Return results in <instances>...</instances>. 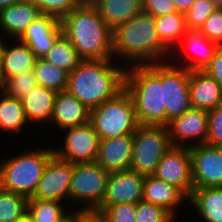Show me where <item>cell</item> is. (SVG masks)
<instances>
[{"label":"cell","mask_w":222,"mask_h":222,"mask_svg":"<svg viewBox=\"0 0 222 222\" xmlns=\"http://www.w3.org/2000/svg\"><path fill=\"white\" fill-rule=\"evenodd\" d=\"M112 61L81 60L69 73L66 90L89 110L114 98L125 89L126 69L114 66Z\"/></svg>","instance_id":"6da1fadb"},{"label":"cell","mask_w":222,"mask_h":222,"mask_svg":"<svg viewBox=\"0 0 222 222\" xmlns=\"http://www.w3.org/2000/svg\"><path fill=\"white\" fill-rule=\"evenodd\" d=\"M169 52L160 42L155 18L143 11L112 30L113 58L133 61V65H147L173 57Z\"/></svg>","instance_id":"7a4b0ae2"},{"label":"cell","mask_w":222,"mask_h":222,"mask_svg":"<svg viewBox=\"0 0 222 222\" xmlns=\"http://www.w3.org/2000/svg\"><path fill=\"white\" fill-rule=\"evenodd\" d=\"M60 23L62 34L82 60L113 59L112 29L91 3H81Z\"/></svg>","instance_id":"3957f363"},{"label":"cell","mask_w":222,"mask_h":222,"mask_svg":"<svg viewBox=\"0 0 222 222\" xmlns=\"http://www.w3.org/2000/svg\"><path fill=\"white\" fill-rule=\"evenodd\" d=\"M125 89L141 126L167 127L161 62L126 68Z\"/></svg>","instance_id":"277c9868"},{"label":"cell","mask_w":222,"mask_h":222,"mask_svg":"<svg viewBox=\"0 0 222 222\" xmlns=\"http://www.w3.org/2000/svg\"><path fill=\"white\" fill-rule=\"evenodd\" d=\"M20 154L1 162L0 189L21 194L29 199L33 196L54 151L44 148Z\"/></svg>","instance_id":"5b68a950"},{"label":"cell","mask_w":222,"mask_h":222,"mask_svg":"<svg viewBox=\"0 0 222 222\" xmlns=\"http://www.w3.org/2000/svg\"><path fill=\"white\" fill-rule=\"evenodd\" d=\"M90 123L99 140L133 134L139 122L132 98L126 89L90 110Z\"/></svg>","instance_id":"8992f818"},{"label":"cell","mask_w":222,"mask_h":222,"mask_svg":"<svg viewBox=\"0 0 222 222\" xmlns=\"http://www.w3.org/2000/svg\"><path fill=\"white\" fill-rule=\"evenodd\" d=\"M172 145L167 127L137 126L133 133L130 168L144 176L153 175L162 156Z\"/></svg>","instance_id":"52a82bcc"},{"label":"cell","mask_w":222,"mask_h":222,"mask_svg":"<svg viewBox=\"0 0 222 222\" xmlns=\"http://www.w3.org/2000/svg\"><path fill=\"white\" fill-rule=\"evenodd\" d=\"M109 173L96 162L73 164L68 201L84 202L85 207L81 206V209H99L105 197Z\"/></svg>","instance_id":"ba28073f"},{"label":"cell","mask_w":222,"mask_h":222,"mask_svg":"<svg viewBox=\"0 0 222 222\" xmlns=\"http://www.w3.org/2000/svg\"><path fill=\"white\" fill-rule=\"evenodd\" d=\"M166 63L161 62V84L164 86V106L168 124L173 118L190 110L192 105L189 94L190 71L181 66H174V63Z\"/></svg>","instance_id":"9c48e42d"},{"label":"cell","mask_w":222,"mask_h":222,"mask_svg":"<svg viewBox=\"0 0 222 222\" xmlns=\"http://www.w3.org/2000/svg\"><path fill=\"white\" fill-rule=\"evenodd\" d=\"M73 173V163L62 160L53 154L33 196L29 199L61 201L69 199Z\"/></svg>","instance_id":"30bf717a"},{"label":"cell","mask_w":222,"mask_h":222,"mask_svg":"<svg viewBox=\"0 0 222 222\" xmlns=\"http://www.w3.org/2000/svg\"><path fill=\"white\" fill-rule=\"evenodd\" d=\"M153 175L174 185L189 198L194 189L189 148L177 146L169 148Z\"/></svg>","instance_id":"8fae6325"},{"label":"cell","mask_w":222,"mask_h":222,"mask_svg":"<svg viewBox=\"0 0 222 222\" xmlns=\"http://www.w3.org/2000/svg\"><path fill=\"white\" fill-rule=\"evenodd\" d=\"M63 130L67 132L64 137V149L53 150L58 158L73 164L96 161L99 137L90 122Z\"/></svg>","instance_id":"7c38bea8"},{"label":"cell","mask_w":222,"mask_h":222,"mask_svg":"<svg viewBox=\"0 0 222 222\" xmlns=\"http://www.w3.org/2000/svg\"><path fill=\"white\" fill-rule=\"evenodd\" d=\"M194 189L222 187V147L209 144L189 148Z\"/></svg>","instance_id":"4fadbf2b"},{"label":"cell","mask_w":222,"mask_h":222,"mask_svg":"<svg viewBox=\"0 0 222 222\" xmlns=\"http://www.w3.org/2000/svg\"><path fill=\"white\" fill-rule=\"evenodd\" d=\"M167 128L172 146L190 148L194 145L205 144L208 133V111L191 108L182 116L169 121ZM195 139L199 140L195 144L184 142Z\"/></svg>","instance_id":"5bb4252c"},{"label":"cell","mask_w":222,"mask_h":222,"mask_svg":"<svg viewBox=\"0 0 222 222\" xmlns=\"http://www.w3.org/2000/svg\"><path fill=\"white\" fill-rule=\"evenodd\" d=\"M145 176L131 169L110 172L101 206L137 204L143 200Z\"/></svg>","instance_id":"9a60e30c"},{"label":"cell","mask_w":222,"mask_h":222,"mask_svg":"<svg viewBox=\"0 0 222 222\" xmlns=\"http://www.w3.org/2000/svg\"><path fill=\"white\" fill-rule=\"evenodd\" d=\"M61 35L60 20L42 14L29 25L19 40L34 52L36 58H43Z\"/></svg>","instance_id":"2e32d148"},{"label":"cell","mask_w":222,"mask_h":222,"mask_svg":"<svg viewBox=\"0 0 222 222\" xmlns=\"http://www.w3.org/2000/svg\"><path fill=\"white\" fill-rule=\"evenodd\" d=\"M133 152V134L99 140L96 163L108 172L128 170Z\"/></svg>","instance_id":"e0dca14e"},{"label":"cell","mask_w":222,"mask_h":222,"mask_svg":"<svg viewBox=\"0 0 222 222\" xmlns=\"http://www.w3.org/2000/svg\"><path fill=\"white\" fill-rule=\"evenodd\" d=\"M189 94L192 108L210 111L222 102V87L205 71H190Z\"/></svg>","instance_id":"ac0fdd59"},{"label":"cell","mask_w":222,"mask_h":222,"mask_svg":"<svg viewBox=\"0 0 222 222\" xmlns=\"http://www.w3.org/2000/svg\"><path fill=\"white\" fill-rule=\"evenodd\" d=\"M52 121L59 129L82 126L90 122V110L67 90L57 93Z\"/></svg>","instance_id":"d6986e66"},{"label":"cell","mask_w":222,"mask_h":222,"mask_svg":"<svg viewBox=\"0 0 222 222\" xmlns=\"http://www.w3.org/2000/svg\"><path fill=\"white\" fill-rule=\"evenodd\" d=\"M42 13L30 0H25L0 10V28L14 40L19 39L29 25Z\"/></svg>","instance_id":"ffe728a7"},{"label":"cell","mask_w":222,"mask_h":222,"mask_svg":"<svg viewBox=\"0 0 222 222\" xmlns=\"http://www.w3.org/2000/svg\"><path fill=\"white\" fill-rule=\"evenodd\" d=\"M182 42V43H181ZM180 44L185 45L187 55L191 57V61L186 62L183 68L188 71H204L210 64L216 49L219 45L208 39L198 29H188L180 40Z\"/></svg>","instance_id":"44dd1931"},{"label":"cell","mask_w":222,"mask_h":222,"mask_svg":"<svg viewBox=\"0 0 222 222\" xmlns=\"http://www.w3.org/2000/svg\"><path fill=\"white\" fill-rule=\"evenodd\" d=\"M185 200L188 198L174 185L154 175L145 176L143 201L163 207L176 219V207Z\"/></svg>","instance_id":"7402d4cb"},{"label":"cell","mask_w":222,"mask_h":222,"mask_svg":"<svg viewBox=\"0 0 222 222\" xmlns=\"http://www.w3.org/2000/svg\"><path fill=\"white\" fill-rule=\"evenodd\" d=\"M17 44H5L0 73V85L6 80L20 73L33 70L36 61L34 52L19 39Z\"/></svg>","instance_id":"603a6c76"},{"label":"cell","mask_w":222,"mask_h":222,"mask_svg":"<svg viewBox=\"0 0 222 222\" xmlns=\"http://www.w3.org/2000/svg\"><path fill=\"white\" fill-rule=\"evenodd\" d=\"M91 4L112 30L143 11L142 0H93Z\"/></svg>","instance_id":"cb8c5ba5"},{"label":"cell","mask_w":222,"mask_h":222,"mask_svg":"<svg viewBox=\"0 0 222 222\" xmlns=\"http://www.w3.org/2000/svg\"><path fill=\"white\" fill-rule=\"evenodd\" d=\"M57 93L54 90L37 85L21 99L28 123L51 121Z\"/></svg>","instance_id":"d4e9b609"},{"label":"cell","mask_w":222,"mask_h":222,"mask_svg":"<svg viewBox=\"0 0 222 222\" xmlns=\"http://www.w3.org/2000/svg\"><path fill=\"white\" fill-rule=\"evenodd\" d=\"M188 200L205 222H222V187L193 189Z\"/></svg>","instance_id":"484cf974"},{"label":"cell","mask_w":222,"mask_h":222,"mask_svg":"<svg viewBox=\"0 0 222 222\" xmlns=\"http://www.w3.org/2000/svg\"><path fill=\"white\" fill-rule=\"evenodd\" d=\"M155 27L160 42L171 53H173V50L177 51V48H180V46H178L180 40L188 30L186 26L185 13L179 11L160 17H155Z\"/></svg>","instance_id":"4316f807"},{"label":"cell","mask_w":222,"mask_h":222,"mask_svg":"<svg viewBox=\"0 0 222 222\" xmlns=\"http://www.w3.org/2000/svg\"><path fill=\"white\" fill-rule=\"evenodd\" d=\"M0 91V129L8 133H20L28 122L21 99L11 97L1 89Z\"/></svg>","instance_id":"83f0119b"},{"label":"cell","mask_w":222,"mask_h":222,"mask_svg":"<svg viewBox=\"0 0 222 222\" xmlns=\"http://www.w3.org/2000/svg\"><path fill=\"white\" fill-rule=\"evenodd\" d=\"M48 63L71 73L81 62L76 49L62 34L43 57Z\"/></svg>","instance_id":"f1b7e54d"},{"label":"cell","mask_w":222,"mask_h":222,"mask_svg":"<svg viewBox=\"0 0 222 222\" xmlns=\"http://www.w3.org/2000/svg\"><path fill=\"white\" fill-rule=\"evenodd\" d=\"M38 85L61 92L67 89L69 73L48 63L43 58H37L33 68Z\"/></svg>","instance_id":"f546056e"},{"label":"cell","mask_w":222,"mask_h":222,"mask_svg":"<svg viewBox=\"0 0 222 222\" xmlns=\"http://www.w3.org/2000/svg\"><path fill=\"white\" fill-rule=\"evenodd\" d=\"M60 201L28 199L27 215L34 222H59L68 213Z\"/></svg>","instance_id":"4dcf8cb0"},{"label":"cell","mask_w":222,"mask_h":222,"mask_svg":"<svg viewBox=\"0 0 222 222\" xmlns=\"http://www.w3.org/2000/svg\"><path fill=\"white\" fill-rule=\"evenodd\" d=\"M27 198L0 189V221L19 222L27 214Z\"/></svg>","instance_id":"1f68e13d"},{"label":"cell","mask_w":222,"mask_h":222,"mask_svg":"<svg viewBox=\"0 0 222 222\" xmlns=\"http://www.w3.org/2000/svg\"><path fill=\"white\" fill-rule=\"evenodd\" d=\"M37 85L38 82L36 80L34 71L29 70L6 79L0 85V89L11 97L22 99Z\"/></svg>","instance_id":"d6a6232c"},{"label":"cell","mask_w":222,"mask_h":222,"mask_svg":"<svg viewBox=\"0 0 222 222\" xmlns=\"http://www.w3.org/2000/svg\"><path fill=\"white\" fill-rule=\"evenodd\" d=\"M217 9L218 7L210 0H195L192 7L185 13L187 28L200 30L206 19Z\"/></svg>","instance_id":"836d02e7"},{"label":"cell","mask_w":222,"mask_h":222,"mask_svg":"<svg viewBox=\"0 0 222 222\" xmlns=\"http://www.w3.org/2000/svg\"><path fill=\"white\" fill-rule=\"evenodd\" d=\"M136 222H174L175 218L163 207L146 201L136 204Z\"/></svg>","instance_id":"e575fe53"},{"label":"cell","mask_w":222,"mask_h":222,"mask_svg":"<svg viewBox=\"0 0 222 222\" xmlns=\"http://www.w3.org/2000/svg\"><path fill=\"white\" fill-rule=\"evenodd\" d=\"M41 11L42 14H47L61 20L73 9L77 8L81 2L79 0H30Z\"/></svg>","instance_id":"d590c367"},{"label":"cell","mask_w":222,"mask_h":222,"mask_svg":"<svg viewBox=\"0 0 222 222\" xmlns=\"http://www.w3.org/2000/svg\"><path fill=\"white\" fill-rule=\"evenodd\" d=\"M107 222H136V204L122 203L110 206H100Z\"/></svg>","instance_id":"8d00e7d4"},{"label":"cell","mask_w":222,"mask_h":222,"mask_svg":"<svg viewBox=\"0 0 222 222\" xmlns=\"http://www.w3.org/2000/svg\"><path fill=\"white\" fill-rule=\"evenodd\" d=\"M206 144L222 147V102L208 111V133Z\"/></svg>","instance_id":"74e56055"},{"label":"cell","mask_w":222,"mask_h":222,"mask_svg":"<svg viewBox=\"0 0 222 222\" xmlns=\"http://www.w3.org/2000/svg\"><path fill=\"white\" fill-rule=\"evenodd\" d=\"M200 31L211 41L222 45V9L218 8L204 22Z\"/></svg>","instance_id":"f35d334b"},{"label":"cell","mask_w":222,"mask_h":222,"mask_svg":"<svg viewBox=\"0 0 222 222\" xmlns=\"http://www.w3.org/2000/svg\"><path fill=\"white\" fill-rule=\"evenodd\" d=\"M142 4L143 12L154 18L177 11L176 5L172 0H142Z\"/></svg>","instance_id":"ab89813d"},{"label":"cell","mask_w":222,"mask_h":222,"mask_svg":"<svg viewBox=\"0 0 222 222\" xmlns=\"http://www.w3.org/2000/svg\"><path fill=\"white\" fill-rule=\"evenodd\" d=\"M204 71L222 87V45H220Z\"/></svg>","instance_id":"60d3db41"},{"label":"cell","mask_w":222,"mask_h":222,"mask_svg":"<svg viewBox=\"0 0 222 222\" xmlns=\"http://www.w3.org/2000/svg\"><path fill=\"white\" fill-rule=\"evenodd\" d=\"M73 212V222H107L104 213L98 209H77Z\"/></svg>","instance_id":"b9f144b4"},{"label":"cell","mask_w":222,"mask_h":222,"mask_svg":"<svg viewBox=\"0 0 222 222\" xmlns=\"http://www.w3.org/2000/svg\"><path fill=\"white\" fill-rule=\"evenodd\" d=\"M177 8V11L186 13L193 5L195 0H172Z\"/></svg>","instance_id":"7bdbcfd3"},{"label":"cell","mask_w":222,"mask_h":222,"mask_svg":"<svg viewBox=\"0 0 222 222\" xmlns=\"http://www.w3.org/2000/svg\"><path fill=\"white\" fill-rule=\"evenodd\" d=\"M25 0H0V10L4 9V8H8L13 4L22 2Z\"/></svg>","instance_id":"ee69618b"},{"label":"cell","mask_w":222,"mask_h":222,"mask_svg":"<svg viewBox=\"0 0 222 222\" xmlns=\"http://www.w3.org/2000/svg\"><path fill=\"white\" fill-rule=\"evenodd\" d=\"M2 36L0 35V73H1V62H2V55H3V50L5 47V40H3Z\"/></svg>","instance_id":"f6af8a7d"},{"label":"cell","mask_w":222,"mask_h":222,"mask_svg":"<svg viewBox=\"0 0 222 222\" xmlns=\"http://www.w3.org/2000/svg\"><path fill=\"white\" fill-rule=\"evenodd\" d=\"M59 222H73V211L68 213L65 217H63Z\"/></svg>","instance_id":"bcb514c9"},{"label":"cell","mask_w":222,"mask_h":222,"mask_svg":"<svg viewBox=\"0 0 222 222\" xmlns=\"http://www.w3.org/2000/svg\"><path fill=\"white\" fill-rule=\"evenodd\" d=\"M214 5H216L218 8L222 9V0H210Z\"/></svg>","instance_id":"7dc6e473"},{"label":"cell","mask_w":222,"mask_h":222,"mask_svg":"<svg viewBox=\"0 0 222 222\" xmlns=\"http://www.w3.org/2000/svg\"><path fill=\"white\" fill-rule=\"evenodd\" d=\"M19 222H34L27 214Z\"/></svg>","instance_id":"c3c4849f"},{"label":"cell","mask_w":222,"mask_h":222,"mask_svg":"<svg viewBox=\"0 0 222 222\" xmlns=\"http://www.w3.org/2000/svg\"><path fill=\"white\" fill-rule=\"evenodd\" d=\"M81 3H91L93 0H79Z\"/></svg>","instance_id":"681fc988"}]
</instances>
